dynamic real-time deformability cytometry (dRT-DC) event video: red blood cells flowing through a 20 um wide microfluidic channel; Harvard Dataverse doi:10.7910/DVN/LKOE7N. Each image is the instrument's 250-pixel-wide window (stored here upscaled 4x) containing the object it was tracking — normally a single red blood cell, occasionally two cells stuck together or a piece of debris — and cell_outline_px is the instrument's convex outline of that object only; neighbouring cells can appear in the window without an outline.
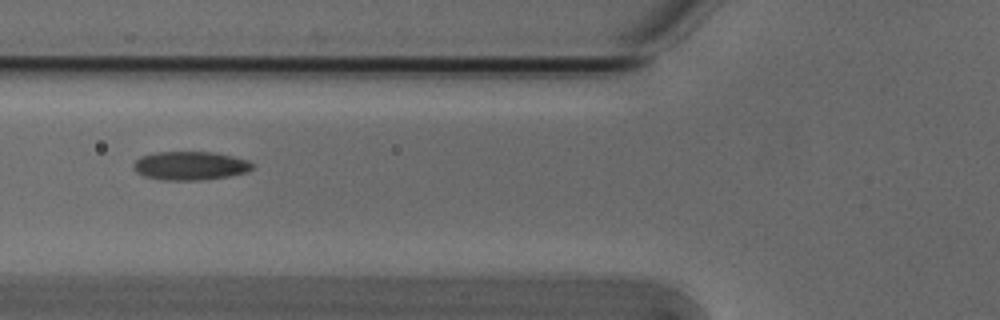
{"species": "Egyptian fruit bat (a non-hibernating species)", "species_latin": "Rousettus aegyptiacus", "temperature_condition": "cold", "stored_images_in_passage": 5, "camera_frame_rate_fps": 3000, "um_per_image_px": 0.085, "animal": {"sex": "male"}, "frame": {"image": 1, "passage_image": 5, "time_ms": 1.333, "image_size_px": [1000, 320], "cell_outline_px": [[252, 168], [248, 172], [228, 176], [200, 180], [164, 180], [144, 176], [136, 172], [132, 168], [132, 164], [140, 156], [156, 152], [212, 152], [232, 156], [248, 160], [252, 164]], "centroid_in_image_um": [16.13, 14.08], "position_along_channel_um": 109.7, "area_um2": 19.83}}